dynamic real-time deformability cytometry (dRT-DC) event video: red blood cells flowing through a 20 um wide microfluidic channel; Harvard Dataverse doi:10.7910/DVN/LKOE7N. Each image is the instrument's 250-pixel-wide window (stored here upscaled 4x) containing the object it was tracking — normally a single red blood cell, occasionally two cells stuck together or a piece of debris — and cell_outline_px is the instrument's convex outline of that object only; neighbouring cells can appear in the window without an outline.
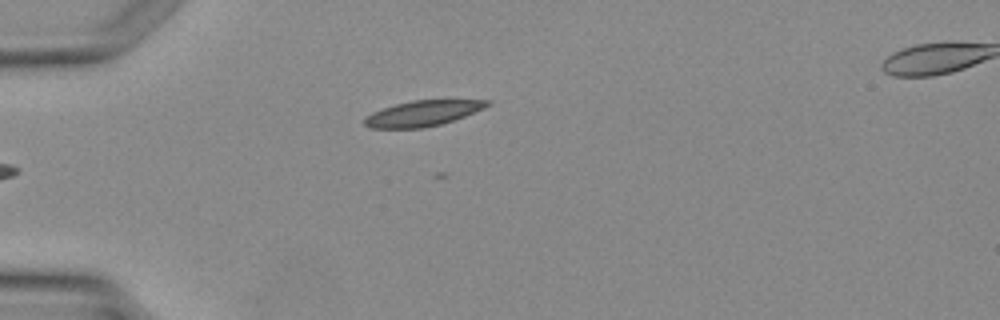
{"species": "Egyptian fruit bat (a non-hibernating species)", "species_latin": "Rousettus aegyptiacus", "temperature_condition": "warm", "stored_images_in_passage": 6, "camera_frame_rate_fps": 3000, "um_per_image_px": 0.085, "animal": {"sex": "female"}, "frame": {"image": 1, "passage_image": 6, "time_ms": 6.0, "image_size_px": [1000, 320], "cell_outline_px": [[492, 100], [484, 108], [464, 116], [440, 124], [424, 128], [368, 128], [364, 124], [364, 120], [372, 112], [396, 104], [412, 100]], "centroid_in_image_um": [35.91, 9.64], "position_along_channel_um": 49.1, "area_um2": 17.98}}